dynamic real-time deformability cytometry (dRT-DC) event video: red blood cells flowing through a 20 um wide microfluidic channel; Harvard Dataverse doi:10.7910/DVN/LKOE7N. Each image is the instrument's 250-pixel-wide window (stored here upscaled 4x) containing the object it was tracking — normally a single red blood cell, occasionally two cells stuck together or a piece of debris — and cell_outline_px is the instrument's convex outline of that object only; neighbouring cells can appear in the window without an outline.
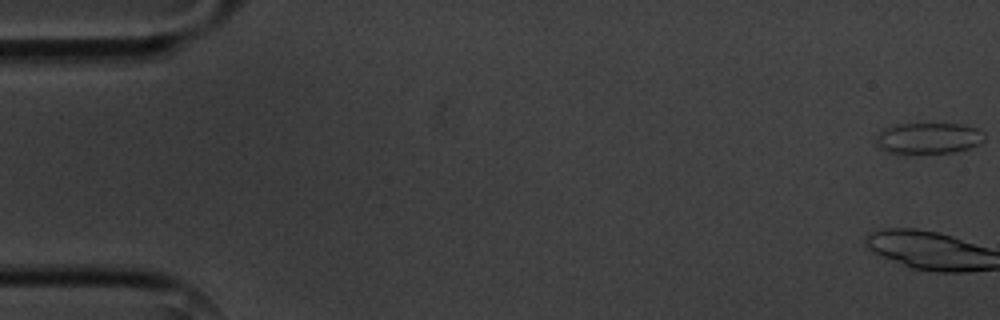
{"species": "common noctule bat (a hibernating species)", "species_latin": "Nyctalus noctula", "temperature_condition": "cold", "stored_images_in_passage": 5, "camera_frame_rate_fps": 3000, "um_per_image_px": 0.085, "animal": {"sex": "male", "body_mass_g": 20.1, "forearm_length_mm": 53.5}, "frame": {"image": 1, "passage_image": 1, "time_ms": 0.0, "image_size_px": [1000, 320], "cell_outline_px": [[984, 140], [980, 144], [968, 148], [952, 152], [912, 156], [888, 152], [876, 148], [876, 136], [884, 128], [896, 124], [960, 124], [976, 128], [984, 132]], "centroid_in_image_um": [78.86, 11.79], "position_along_channel_um": 6.1, "area_um2": 20.35}}